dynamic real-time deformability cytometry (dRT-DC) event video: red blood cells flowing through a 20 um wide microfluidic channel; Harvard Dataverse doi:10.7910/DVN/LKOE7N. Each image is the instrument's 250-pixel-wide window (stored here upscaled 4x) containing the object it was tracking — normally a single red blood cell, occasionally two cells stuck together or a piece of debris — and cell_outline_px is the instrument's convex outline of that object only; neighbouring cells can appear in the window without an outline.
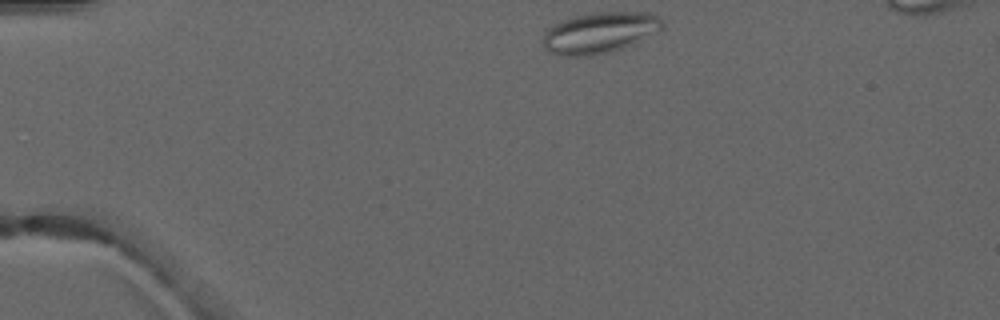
{"species": "common noctule bat (a hibernating species)", "species_latin": "Nyctalus noctula", "temperature_condition": "warm", "stored_images_in_passage": 3, "camera_frame_rate_fps": 3000, "um_per_image_px": 0.085, "animal": {"sex": "male", "forearm_length_mm": 52.5}, "frame": {"image": 1, "passage_image": 1, "time_ms": 0.0, "image_size_px": [1000, 320], "cell_outline_px": [[664, 24], [660, 28], [632, 44], [624, 48], [608, 52], [588, 56], [560, 56], [548, 52], [544, 48], [544, 32], [552, 24], [560, 20], [572, 16], [592, 12], [648, 12], [664, 20]], "centroid_in_image_um": [50.9, 2.77], "position_along_channel_um": 34.1, "area_um2": 28.55}}